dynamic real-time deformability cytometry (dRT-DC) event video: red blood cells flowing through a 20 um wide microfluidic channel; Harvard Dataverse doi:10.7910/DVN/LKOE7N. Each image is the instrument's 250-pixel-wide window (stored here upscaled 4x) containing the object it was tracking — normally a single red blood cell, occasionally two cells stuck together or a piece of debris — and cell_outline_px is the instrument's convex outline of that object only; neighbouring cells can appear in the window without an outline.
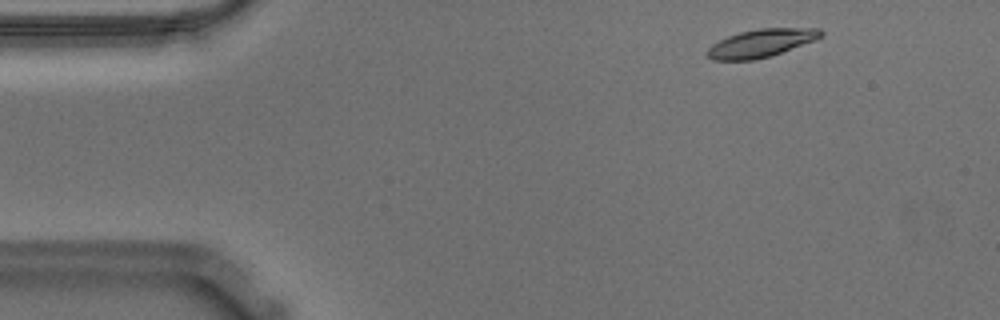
{"species": "Egyptian fruit bat (a non-hibernating species)", "species_latin": "Rousettus aegyptiacus", "temperature_condition": "warm", "stored_images_in_passage": 52, "camera_frame_rate_fps": 3000, "um_per_image_px": 0.085, "animal": {"sex": "male"}, "frame": {"image": 1, "passage_image": 3, "time_ms": 0.667, "image_size_px": [1000, 320], "cell_outline_px": [[824, 32], [816, 40], [768, 56], [752, 60], [712, 60], [704, 52], [712, 44], [728, 36], [740, 32], [756, 28], [820, 28]], "centroid_in_image_um": [64.67, 3.65], "position_along_channel_um": 20.3, "area_um2": 18.38}}
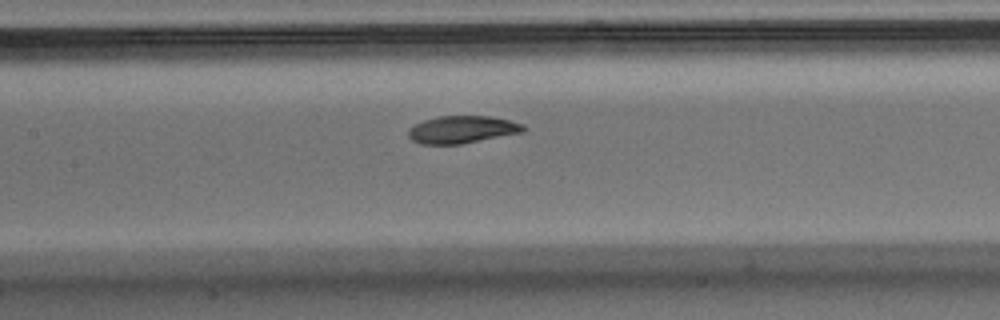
{"frame": {"image": 2, "passage_image": 22, "time_ms": 7.0, "image_size_px": [1000, 320], "cell_outline_px": [[528, 128], [524, 132], [460, 144], [420, 144], [412, 140], [408, 136], [408, 128], [412, 124], [436, 116], [488, 116], [508, 120], [524, 124]], "centroid_in_image_um": [39.26, 11.01], "position_along_channel_um": 168.1, "area_um2": 18.55}}
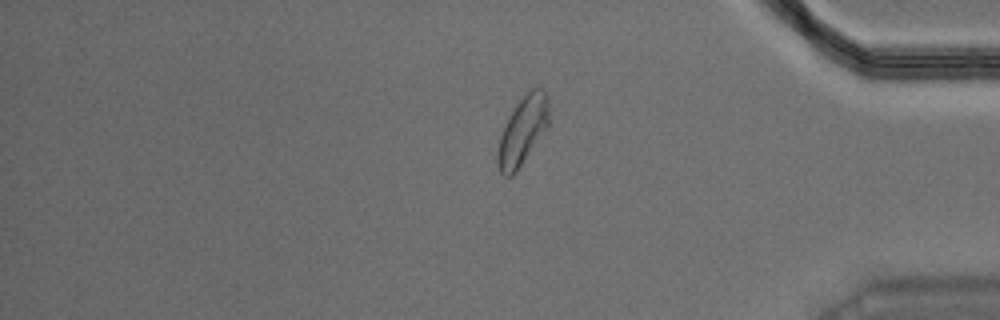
{"frame": {"image": 3, "passage_image": 43, "time_ms": 14.0, "image_size_px": [1000, 320], "cell_outline_px": [[548, 124], [516, 172], [512, 176], [504, 176], [500, 172], [496, 164], [496, 152], [500, 136], [504, 124], [508, 116], [516, 104], [532, 88], [544, 88], [548, 96]], "centroid_in_image_um": [44.38, 11.12], "position_along_channel_um": 390.8, "area_um2": 20.17}, "authors_computed_cell_mechanics": {"area_um2": 19.1318, "velocity_mm_per_s": 3.5471, "shape_relaxation_time_tau1_ms": 3.8302, "shape_relaxation_time_tau2_ms": 4.5305, "deformation_change_tau1": 0.1502, "deformation_change_tau2": 0.0887}}